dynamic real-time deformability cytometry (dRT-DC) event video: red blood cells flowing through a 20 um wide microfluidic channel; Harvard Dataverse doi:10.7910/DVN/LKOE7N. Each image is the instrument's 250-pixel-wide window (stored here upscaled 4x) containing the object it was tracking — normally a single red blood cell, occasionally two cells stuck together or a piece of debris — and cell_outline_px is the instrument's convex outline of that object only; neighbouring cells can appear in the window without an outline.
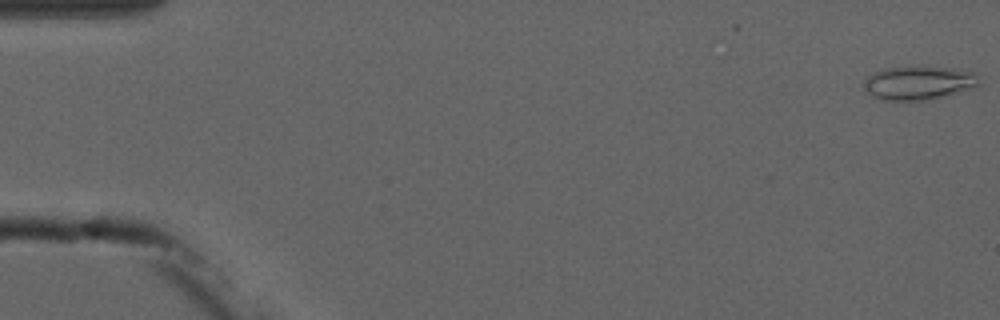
{"species": "common noctule bat (a hibernating species)", "species_latin": "Nyctalus noctula", "temperature_condition": "cold", "stored_images_in_passage": 5, "camera_frame_rate_fps": 3000, "um_per_image_px": 0.085, "animal": {"sex": "male", "forearm_length_mm": 52.5}, "frame": {"image": 1, "passage_image": 1, "time_ms": 0.0, "image_size_px": [1000, 320], "cell_outline_px": [[980, 84], [940, 96], [924, 100], [880, 100], [872, 96], [868, 92], [864, 80], [872, 72], [884, 68], [952, 68], [976, 72]], "centroid_in_image_um": [78.03, 7.04], "position_along_channel_um": 7.0, "area_um2": 21.73}}